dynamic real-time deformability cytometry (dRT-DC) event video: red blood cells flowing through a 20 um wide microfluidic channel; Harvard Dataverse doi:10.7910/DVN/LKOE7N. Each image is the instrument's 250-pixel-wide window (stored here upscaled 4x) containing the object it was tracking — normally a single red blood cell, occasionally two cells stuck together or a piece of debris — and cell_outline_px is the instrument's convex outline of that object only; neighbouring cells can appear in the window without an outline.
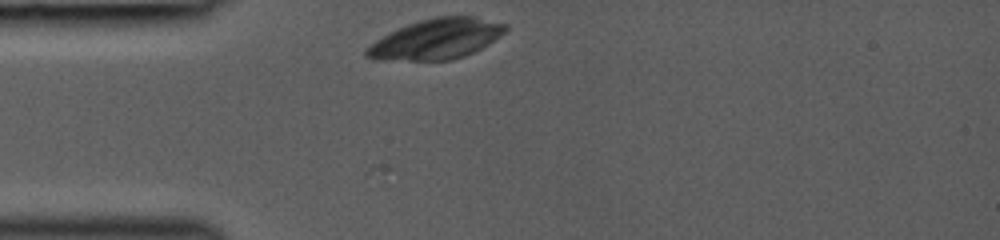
{"species": "common noctule bat (a hibernating species)", "species_latin": "Nyctalus noctula", "temperature_condition": "room temperature", "stored_images_in_passage": 30, "camera_frame_rate_fps": 3000, "um_per_image_px": 0.085, "animal": {"sex": "female", "body_mass_g": 19.0, "forearm_length_mm": 53.3}, "frame": {"image": 1, "passage_image": 2, "time_ms": 0.333, "image_size_px": [1000, 240], "cell_outline_px": [[508, 28], [500, 36], [488, 44], [464, 56], [452, 60], [372, 60], [364, 56], [364, 52], [376, 40], [408, 24], [420, 20], [436, 16], [472, 16], [508, 24]], "centroid_in_image_um": [37.1, 3.32], "position_along_channel_um": 47.9, "area_um2": 32.31}}
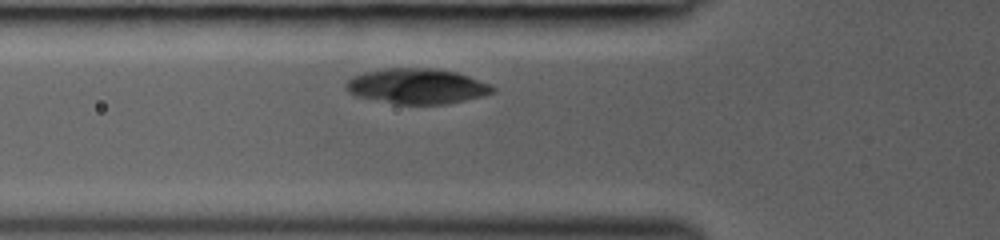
{"frame": {"image": 2, "passage_image": 6, "time_ms": 1.667, "image_size_px": [1000, 240], "cell_outline_px": [[496, 92], [484, 96], [448, 104], [396, 104], [352, 96], [348, 92], [344, 84], [348, 80], [364, 72], [388, 68], [428, 68], [456, 72], [492, 84], [496, 88]], "centroid_in_image_um": [35.46, 7.34], "position_along_channel_um": 90.3, "area_um2": 30.4}}